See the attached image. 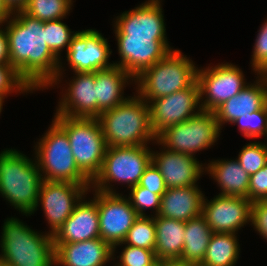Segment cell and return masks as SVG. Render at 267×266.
<instances>
[{
	"instance_id": "obj_9",
	"label": "cell",
	"mask_w": 267,
	"mask_h": 266,
	"mask_svg": "<svg viewBox=\"0 0 267 266\" xmlns=\"http://www.w3.org/2000/svg\"><path fill=\"white\" fill-rule=\"evenodd\" d=\"M221 129L214 112L201 110L185 122L166 127L156 136V143L168 150L194 156L219 140Z\"/></svg>"
},
{
	"instance_id": "obj_37",
	"label": "cell",
	"mask_w": 267,
	"mask_h": 266,
	"mask_svg": "<svg viewBox=\"0 0 267 266\" xmlns=\"http://www.w3.org/2000/svg\"><path fill=\"white\" fill-rule=\"evenodd\" d=\"M258 31L255 39L251 67L255 74H267V19Z\"/></svg>"
},
{
	"instance_id": "obj_18",
	"label": "cell",
	"mask_w": 267,
	"mask_h": 266,
	"mask_svg": "<svg viewBox=\"0 0 267 266\" xmlns=\"http://www.w3.org/2000/svg\"><path fill=\"white\" fill-rule=\"evenodd\" d=\"M75 76L62 90L55 115L74 118H96V71L74 72ZM64 91V92H63Z\"/></svg>"
},
{
	"instance_id": "obj_5",
	"label": "cell",
	"mask_w": 267,
	"mask_h": 266,
	"mask_svg": "<svg viewBox=\"0 0 267 266\" xmlns=\"http://www.w3.org/2000/svg\"><path fill=\"white\" fill-rule=\"evenodd\" d=\"M195 62L179 49L145 69L135 78V92L147 103L188 88L197 79Z\"/></svg>"
},
{
	"instance_id": "obj_22",
	"label": "cell",
	"mask_w": 267,
	"mask_h": 266,
	"mask_svg": "<svg viewBox=\"0 0 267 266\" xmlns=\"http://www.w3.org/2000/svg\"><path fill=\"white\" fill-rule=\"evenodd\" d=\"M54 266H105L113 260V248L101 238L54 244Z\"/></svg>"
},
{
	"instance_id": "obj_45",
	"label": "cell",
	"mask_w": 267,
	"mask_h": 266,
	"mask_svg": "<svg viewBox=\"0 0 267 266\" xmlns=\"http://www.w3.org/2000/svg\"><path fill=\"white\" fill-rule=\"evenodd\" d=\"M3 103H4V98H1L0 97V114H1V112H2V109H3Z\"/></svg>"
},
{
	"instance_id": "obj_39",
	"label": "cell",
	"mask_w": 267,
	"mask_h": 266,
	"mask_svg": "<svg viewBox=\"0 0 267 266\" xmlns=\"http://www.w3.org/2000/svg\"><path fill=\"white\" fill-rule=\"evenodd\" d=\"M267 196V164L258 172L250 175L248 199L253 203Z\"/></svg>"
},
{
	"instance_id": "obj_13",
	"label": "cell",
	"mask_w": 267,
	"mask_h": 266,
	"mask_svg": "<svg viewBox=\"0 0 267 266\" xmlns=\"http://www.w3.org/2000/svg\"><path fill=\"white\" fill-rule=\"evenodd\" d=\"M91 187H84L71 182L43 180L40 187L37 208L42 206L47 223L50 226L48 233L54 235L68 217L73 213L75 206L90 192Z\"/></svg>"
},
{
	"instance_id": "obj_6",
	"label": "cell",
	"mask_w": 267,
	"mask_h": 266,
	"mask_svg": "<svg viewBox=\"0 0 267 266\" xmlns=\"http://www.w3.org/2000/svg\"><path fill=\"white\" fill-rule=\"evenodd\" d=\"M46 131L34 146V158L43 180L71 182L91 187V181L75 163L66 132L53 119Z\"/></svg>"
},
{
	"instance_id": "obj_21",
	"label": "cell",
	"mask_w": 267,
	"mask_h": 266,
	"mask_svg": "<svg viewBox=\"0 0 267 266\" xmlns=\"http://www.w3.org/2000/svg\"><path fill=\"white\" fill-rule=\"evenodd\" d=\"M85 198L86 196L80 200L73 213L53 235L54 244L100 238L97 203L93 199Z\"/></svg>"
},
{
	"instance_id": "obj_15",
	"label": "cell",
	"mask_w": 267,
	"mask_h": 266,
	"mask_svg": "<svg viewBox=\"0 0 267 266\" xmlns=\"http://www.w3.org/2000/svg\"><path fill=\"white\" fill-rule=\"evenodd\" d=\"M162 0H148L113 21L115 37L167 40Z\"/></svg>"
},
{
	"instance_id": "obj_2",
	"label": "cell",
	"mask_w": 267,
	"mask_h": 266,
	"mask_svg": "<svg viewBox=\"0 0 267 266\" xmlns=\"http://www.w3.org/2000/svg\"><path fill=\"white\" fill-rule=\"evenodd\" d=\"M42 183L35 158L12 148L0 152V195L26 217L37 210Z\"/></svg>"
},
{
	"instance_id": "obj_43",
	"label": "cell",
	"mask_w": 267,
	"mask_h": 266,
	"mask_svg": "<svg viewBox=\"0 0 267 266\" xmlns=\"http://www.w3.org/2000/svg\"><path fill=\"white\" fill-rule=\"evenodd\" d=\"M156 266H194L191 263H187L181 259H164L157 260Z\"/></svg>"
},
{
	"instance_id": "obj_16",
	"label": "cell",
	"mask_w": 267,
	"mask_h": 266,
	"mask_svg": "<svg viewBox=\"0 0 267 266\" xmlns=\"http://www.w3.org/2000/svg\"><path fill=\"white\" fill-rule=\"evenodd\" d=\"M212 199L204 196L202 216L214 233L238 234L241 227L251 223L252 202L248 198L218 194Z\"/></svg>"
},
{
	"instance_id": "obj_23",
	"label": "cell",
	"mask_w": 267,
	"mask_h": 266,
	"mask_svg": "<svg viewBox=\"0 0 267 266\" xmlns=\"http://www.w3.org/2000/svg\"><path fill=\"white\" fill-rule=\"evenodd\" d=\"M204 196L198 185L167 188L157 216L187 222L202 215Z\"/></svg>"
},
{
	"instance_id": "obj_41",
	"label": "cell",
	"mask_w": 267,
	"mask_h": 266,
	"mask_svg": "<svg viewBox=\"0 0 267 266\" xmlns=\"http://www.w3.org/2000/svg\"><path fill=\"white\" fill-rule=\"evenodd\" d=\"M10 63L9 40L5 28L0 27V64Z\"/></svg>"
},
{
	"instance_id": "obj_27",
	"label": "cell",
	"mask_w": 267,
	"mask_h": 266,
	"mask_svg": "<svg viewBox=\"0 0 267 266\" xmlns=\"http://www.w3.org/2000/svg\"><path fill=\"white\" fill-rule=\"evenodd\" d=\"M213 233L202 215L187 221L184 248L180 259L193 265H200Z\"/></svg>"
},
{
	"instance_id": "obj_24",
	"label": "cell",
	"mask_w": 267,
	"mask_h": 266,
	"mask_svg": "<svg viewBox=\"0 0 267 266\" xmlns=\"http://www.w3.org/2000/svg\"><path fill=\"white\" fill-rule=\"evenodd\" d=\"M132 82L135 79L119 66L96 71V118L125 102L130 96H124V88Z\"/></svg>"
},
{
	"instance_id": "obj_1",
	"label": "cell",
	"mask_w": 267,
	"mask_h": 266,
	"mask_svg": "<svg viewBox=\"0 0 267 266\" xmlns=\"http://www.w3.org/2000/svg\"><path fill=\"white\" fill-rule=\"evenodd\" d=\"M5 25L10 64L35 91L45 90L57 76L60 60L45 43L44 22L17 11Z\"/></svg>"
},
{
	"instance_id": "obj_33",
	"label": "cell",
	"mask_w": 267,
	"mask_h": 266,
	"mask_svg": "<svg viewBox=\"0 0 267 266\" xmlns=\"http://www.w3.org/2000/svg\"><path fill=\"white\" fill-rule=\"evenodd\" d=\"M35 90L10 64H0V97H7L11 93H33Z\"/></svg>"
},
{
	"instance_id": "obj_3",
	"label": "cell",
	"mask_w": 267,
	"mask_h": 266,
	"mask_svg": "<svg viewBox=\"0 0 267 266\" xmlns=\"http://www.w3.org/2000/svg\"><path fill=\"white\" fill-rule=\"evenodd\" d=\"M107 147L150 145L156 141L150 124L148 103L137 93L97 118Z\"/></svg>"
},
{
	"instance_id": "obj_11",
	"label": "cell",
	"mask_w": 267,
	"mask_h": 266,
	"mask_svg": "<svg viewBox=\"0 0 267 266\" xmlns=\"http://www.w3.org/2000/svg\"><path fill=\"white\" fill-rule=\"evenodd\" d=\"M148 107L151 128L156 136L168 126L185 122L202 110L197 79L188 88L150 100Z\"/></svg>"
},
{
	"instance_id": "obj_4",
	"label": "cell",
	"mask_w": 267,
	"mask_h": 266,
	"mask_svg": "<svg viewBox=\"0 0 267 266\" xmlns=\"http://www.w3.org/2000/svg\"><path fill=\"white\" fill-rule=\"evenodd\" d=\"M2 226L0 260L10 266H54L53 236L37 232L18 218H7Z\"/></svg>"
},
{
	"instance_id": "obj_47",
	"label": "cell",
	"mask_w": 267,
	"mask_h": 266,
	"mask_svg": "<svg viewBox=\"0 0 267 266\" xmlns=\"http://www.w3.org/2000/svg\"><path fill=\"white\" fill-rule=\"evenodd\" d=\"M0 266H10V265L0 260Z\"/></svg>"
},
{
	"instance_id": "obj_40",
	"label": "cell",
	"mask_w": 267,
	"mask_h": 266,
	"mask_svg": "<svg viewBox=\"0 0 267 266\" xmlns=\"http://www.w3.org/2000/svg\"><path fill=\"white\" fill-rule=\"evenodd\" d=\"M250 224L263 239L267 240V207L261 201L252 203Z\"/></svg>"
},
{
	"instance_id": "obj_46",
	"label": "cell",
	"mask_w": 267,
	"mask_h": 266,
	"mask_svg": "<svg viewBox=\"0 0 267 266\" xmlns=\"http://www.w3.org/2000/svg\"><path fill=\"white\" fill-rule=\"evenodd\" d=\"M261 202L267 207V196Z\"/></svg>"
},
{
	"instance_id": "obj_12",
	"label": "cell",
	"mask_w": 267,
	"mask_h": 266,
	"mask_svg": "<svg viewBox=\"0 0 267 266\" xmlns=\"http://www.w3.org/2000/svg\"><path fill=\"white\" fill-rule=\"evenodd\" d=\"M97 203L100 238L112 248L123 243L138 217L126 196L92 190Z\"/></svg>"
},
{
	"instance_id": "obj_42",
	"label": "cell",
	"mask_w": 267,
	"mask_h": 266,
	"mask_svg": "<svg viewBox=\"0 0 267 266\" xmlns=\"http://www.w3.org/2000/svg\"><path fill=\"white\" fill-rule=\"evenodd\" d=\"M4 4L8 7V9L12 12L15 13L17 11H23L29 0H3Z\"/></svg>"
},
{
	"instance_id": "obj_36",
	"label": "cell",
	"mask_w": 267,
	"mask_h": 266,
	"mask_svg": "<svg viewBox=\"0 0 267 266\" xmlns=\"http://www.w3.org/2000/svg\"><path fill=\"white\" fill-rule=\"evenodd\" d=\"M123 247L119 260L113 266H156L157 258L154 251L126 245Z\"/></svg>"
},
{
	"instance_id": "obj_25",
	"label": "cell",
	"mask_w": 267,
	"mask_h": 266,
	"mask_svg": "<svg viewBox=\"0 0 267 266\" xmlns=\"http://www.w3.org/2000/svg\"><path fill=\"white\" fill-rule=\"evenodd\" d=\"M207 172L219 185V195L248 198L250 176L237 159H218L205 165Z\"/></svg>"
},
{
	"instance_id": "obj_17",
	"label": "cell",
	"mask_w": 267,
	"mask_h": 266,
	"mask_svg": "<svg viewBox=\"0 0 267 266\" xmlns=\"http://www.w3.org/2000/svg\"><path fill=\"white\" fill-rule=\"evenodd\" d=\"M120 61L113 62L134 79L145 69L163 59L174 50L168 40H156L140 37H115Z\"/></svg>"
},
{
	"instance_id": "obj_35",
	"label": "cell",
	"mask_w": 267,
	"mask_h": 266,
	"mask_svg": "<svg viewBox=\"0 0 267 266\" xmlns=\"http://www.w3.org/2000/svg\"><path fill=\"white\" fill-rule=\"evenodd\" d=\"M127 199L138 216H147L145 213L147 209L154 210L155 214L151 216H157L159 213L161 197L142 186L135 185L130 188Z\"/></svg>"
},
{
	"instance_id": "obj_20",
	"label": "cell",
	"mask_w": 267,
	"mask_h": 266,
	"mask_svg": "<svg viewBox=\"0 0 267 266\" xmlns=\"http://www.w3.org/2000/svg\"><path fill=\"white\" fill-rule=\"evenodd\" d=\"M256 79L213 111L221 130L226 123L231 125L267 105V74H257Z\"/></svg>"
},
{
	"instance_id": "obj_31",
	"label": "cell",
	"mask_w": 267,
	"mask_h": 266,
	"mask_svg": "<svg viewBox=\"0 0 267 266\" xmlns=\"http://www.w3.org/2000/svg\"><path fill=\"white\" fill-rule=\"evenodd\" d=\"M73 0H29L23 10L42 22L64 19L72 10Z\"/></svg>"
},
{
	"instance_id": "obj_8",
	"label": "cell",
	"mask_w": 267,
	"mask_h": 266,
	"mask_svg": "<svg viewBox=\"0 0 267 266\" xmlns=\"http://www.w3.org/2000/svg\"><path fill=\"white\" fill-rule=\"evenodd\" d=\"M152 162L148 145L107 147L99 174L91 182V190L118 193L112 183H125L130 189L138 185L145 169ZM111 182V183H110Z\"/></svg>"
},
{
	"instance_id": "obj_32",
	"label": "cell",
	"mask_w": 267,
	"mask_h": 266,
	"mask_svg": "<svg viewBox=\"0 0 267 266\" xmlns=\"http://www.w3.org/2000/svg\"><path fill=\"white\" fill-rule=\"evenodd\" d=\"M236 159L250 176L267 164V147L264 142H249L243 146Z\"/></svg>"
},
{
	"instance_id": "obj_44",
	"label": "cell",
	"mask_w": 267,
	"mask_h": 266,
	"mask_svg": "<svg viewBox=\"0 0 267 266\" xmlns=\"http://www.w3.org/2000/svg\"><path fill=\"white\" fill-rule=\"evenodd\" d=\"M13 13L8 9V7L4 4L3 0H0V27L8 22V20L12 17ZM4 24V25H3Z\"/></svg>"
},
{
	"instance_id": "obj_30",
	"label": "cell",
	"mask_w": 267,
	"mask_h": 266,
	"mask_svg": "<svg viewBox=\"0 0 267 266\" xmlns=\"http://www.w3.org/2000/svg\"><path fill=\"white\" fill-rule=\"evenodd\" d=\"M156 243V226L154 223V216H138L133 226L128 231V234L123 243L117 244L113 247V261L115 260L117 246L123 244L144 248L155 252ZM116 251V252H115ZM115 254V255H114Z\"/></svg>"
},
{
	"instance_id": "obj_34",
	"label": "cell",
	"mask_w": 267,
	"mask_h": 266,
	"mask_svg": "<svg viewBox=\"0 0 267 266\" xmlns=\"http://www.w3.org/2000/svg\"><path fill=\"white\" fill-rule=\"evenodd\" d=\"M233 125H238L240 133L246 138L265 137L267 133V105L260 110L236 119Z\"/></svg>"
},
{
	"instance_id": "obj_38",
	"label": "cell",
	"mask_w": 267,
	"mask_h": 266,
	"mask_svg": "<svg viewBox=\"0 0 267 266\" xmlns=\"http://www.w3.org/2000/svg\"><path fill=\"white\" fill-rule=\"evenodd\" d=\"M139 186L150 190L151 192L158 194L160 197L166 192L167 186L165 181L156 168L155 165L151 164L145 169L144 174L140 178L138 183Z\"/></svg>"
},
{
	"instance_id": "obj_28",
	"label": "cell",
	"mask_w": 267,
	"mask_h": 266,
	"mask_svg": "<svg viewBox=\"0 0 267 266\" xmlns=\"http://www.w3.org/2000/svg\"><path fill=\"white\" fill-rule=\"evenodd\" d=\"M236 233H213L201 266H235L240 255Z\"/></svg>"
},
{
	"instance_id": "obj_10",
	"label": "cell",
	"mask_w": 267,
	"mask_h": 266,
	"mask_svg": "<svg viewBox=\"0 0 267 266\" xmlns=\"http://www.w3.org/2000/svg\"><path fill=\"white\" fill-rule=\"evenodd\" d=\"M244 78L243 71L233 63L197 68L201 109L213 112L223 102L237 95L249 84Z\"/></svg>"
},
{
	"instance_id": "obj_26",
	"label": "cell",
	"mask_w": 267,
	"mask_h": 266,
	"mask_svg": "<svg viewBox=\"0 0 267 266\" xmlns=\"http://www.w3.org/2000/svg\"><path fill=\"white\" fill-rule=\"evenodd\" d=\"M157 260L180 259L184 248L185 223L172 218L154 216Z\"/></svg>"
},
{
	"instance_id": "obj_14",
	"label": "cell",
	"mask_w": 267,
	"mask_h": 266,
	"mask_svg": "<svg viewBox=\"0 0 267 266\" xmlns=\"http://www.w3.org/2000/svg\"><path fill=\"white\" fill-rule=\"evenodd\" d=\"M112 53L108 40L96 29L77 31L72 37L66 53L67 65L72 72H95L109 69Z\"/></svg>"
},
{
	"instance_id": "obj_29",
	"label": "cell",
	"mask_w": 267,
	"mask_h": 266,
	"mask_svg": "<svg viewBox=\"0 0 267 266\" xmlns=\"http://www.w3.org/2000/svg\"><path fill=\"white\" fill-rule=\"evenodd\" d=\"M61 20L63 19L44 22L45 43H47V46L51 52L60 60L57 76L45 89H48L54 85H59L63 80V74H65L64 71H66V69H63L64 66L61 62V51L66 48L67 52L72 37L77 33V31L75 32L69 29V27Z\"/></svg>"
},
{
	"instance_id": "obj_19",
	"label": "cell",
	"mask_w": 267,
	"mask_h": 266,
	"mask_svg": "<svg viewBox=\"0 0 267 266\" xmlns=\"http://www.w3.org/2000/svg\"><path fill=\"white\" fill-rule=\"evenodd\" d=\"M152 163L161 173L167 188L197 185L205 171V163H200L197 157L164 147L159 152L152 150Z\"/></svg>"
},
{
	"instance_id": "obj_7",
	"label": "cell",
	"mask_w": 267,
	"mask_h": 266,
	"mask_svg": "<svg viewBox=\"0 0 267 266\" xmlns=\"http://www.w3.org/2000/svg\"><path fill=\"white\" fill-rule=\"evenodd\" d=\"M53 117L69 137L77 167L92 182L102 168L107 148L100 122L97 118Z\"/></svg>"
}]
</instances>
